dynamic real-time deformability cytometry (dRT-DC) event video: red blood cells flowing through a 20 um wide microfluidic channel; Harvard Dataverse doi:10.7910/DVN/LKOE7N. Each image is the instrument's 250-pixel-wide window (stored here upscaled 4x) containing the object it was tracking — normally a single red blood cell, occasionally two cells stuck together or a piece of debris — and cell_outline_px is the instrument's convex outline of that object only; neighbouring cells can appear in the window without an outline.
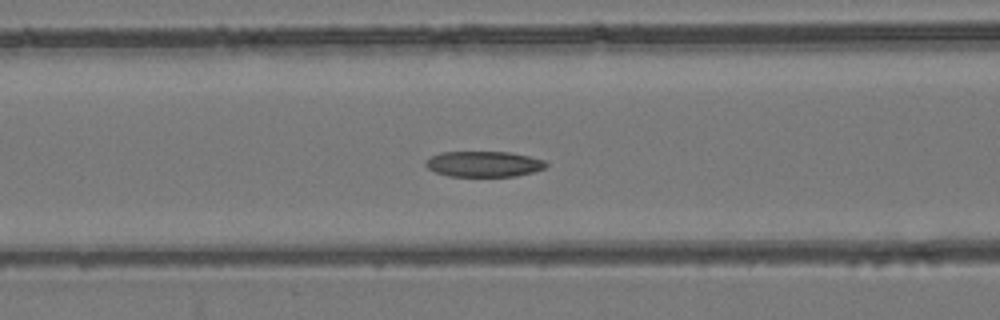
{"species": "common noctule bat (a hibernating species)", "species_latin": "Nyctalus noctula", "temperature_condition": "room temperature", "stored_images_in_passage": 56, "camera_frame_rate_fps": 3000, "um_per_image_px": 0.085, "animal": {"sex": "female", "body_mass_g": 24.6, "forearm_length_mm": 56.2}, "frame": {"image": 1, "passage_image": 23, "time_ms": 7.333, "image_size_px": [1000, 320], "cell_outline_px": [[548, 164], [544, 168], [532, 172], [516, 176], [448, 176], [436, 172], [428, 168], [424, 164], [432, 156], [440, 152], [512, 152], [544, 160]], "centroid_in_image_um": [41.13, 13.94], "position_along_channel_um": 125.5, "area_um2": 17.86}}
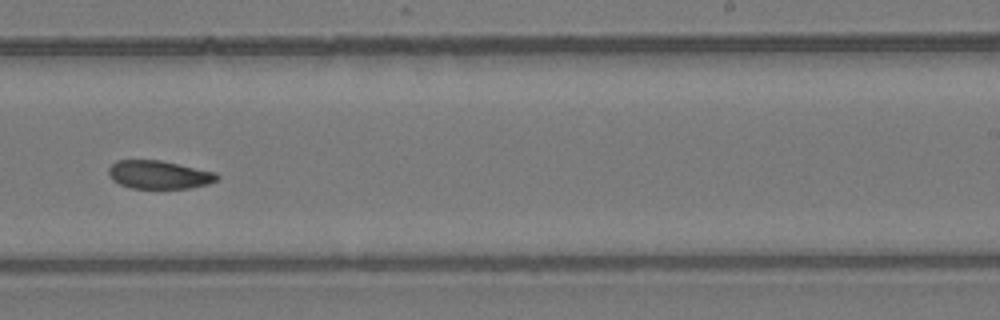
{"frame": {"image": 2, "passage_image": 35, "time_ms": 11.333, "image_size_px": [1000, 320], "cell_outline_px": [[220, 176], [216, 180], [208, 184], [188, 188], [128, 188], [112, 180], [108, 172], [108, 168], [116, 160], [160, 160], [216, 172]], "centroid_in_image_um": [13.5, 14.85], "position_along_channel_um": 275.5, "area_um2": 17.86}}
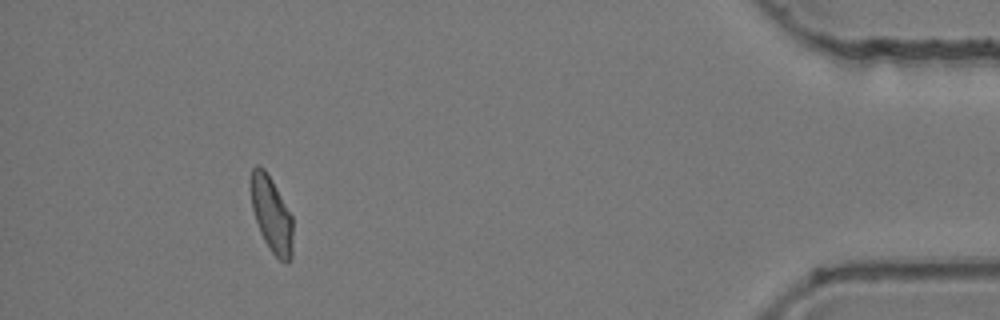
{"frame": {"image": 3, "passage_image": 51, "time_ms": 16.667, "image_size_px": [1000, 320], "cell_outline_px": [[292, 260], [288, 264], [280, 260], [272, 252], [264, 240], [260, 232], [252, 208], [248, 180], [252, 168], [256, 164], [264, 168], [272, 180], [292, 216]], "centroid_in_image_um": [23.05, 18.2], "position_along_channel_um": 412.1, "area_um2": 18.79}, "authors_computed_cell_mechanics": {"area_um2": 18.9295, "velocity_mm_per_s": 3.7584, "shape_relaxation_time_tau1_ms": null, "shape_relaxation_time_tau2_ms": 10.2645, "deformation_change_tau1": null, "deformation_change_tau2": 0.1627}}